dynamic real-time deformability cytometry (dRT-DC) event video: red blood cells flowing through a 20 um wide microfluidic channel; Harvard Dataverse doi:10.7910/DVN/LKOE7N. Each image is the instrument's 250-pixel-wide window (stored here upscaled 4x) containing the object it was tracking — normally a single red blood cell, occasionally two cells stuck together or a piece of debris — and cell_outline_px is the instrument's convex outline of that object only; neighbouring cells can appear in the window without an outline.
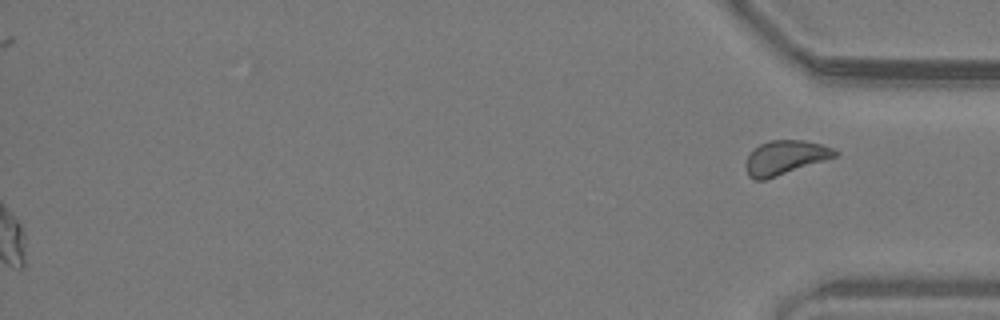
{"species": "common noctule bat (a hibernating species)", "species_latin": "Nyctalus noctula", "temperature_condition": "warm", "stored_images_in_passage": 44, "segment_of_instrument_passage": [2, 2], "camera_frame_rate_fps": 3000, "um_per_image_px": 0.085, "animal": {"sex": "male", "body_mass_g": 19.2, "forearm_length_mm": 51.8}, "frame": {"image": 1, "passage_image": 44, "time_ms": 14.333, "image_size_px": [1000, 320], "cell_outline_px": [[840, 152], [836, 156], [764, 180], [756, 180], [748, 176], [744, 164], [752, 148], [768, 140], [804, 140], [820, 144], [832, 148]], "centroid_in_image_um": [66.68, 13.38], "position_along_channel_um": 368.5, "area_um2": 17.63}}